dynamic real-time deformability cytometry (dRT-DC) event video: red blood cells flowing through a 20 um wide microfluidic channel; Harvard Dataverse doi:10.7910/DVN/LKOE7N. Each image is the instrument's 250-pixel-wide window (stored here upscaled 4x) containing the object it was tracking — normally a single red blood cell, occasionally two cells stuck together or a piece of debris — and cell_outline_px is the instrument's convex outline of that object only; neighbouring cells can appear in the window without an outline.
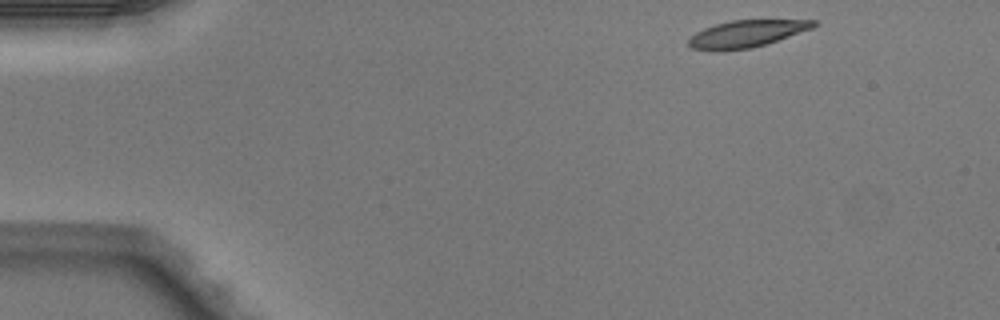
{"species": "Egyptian fruit bat (a non-hibernating species)", "species_latin": "Rousettus aegyptiacus", "temperature_condition": "warm", "stored_images_in_passage": 44, "camera_frame_rate_fps": 3000, "um_per_image_px": 0.085, "animal": {"sex": "male"}, "frame": {"image": 1, "passage_image": 1, "time_ms": 0.0, "image_size_px": [1000, 320], "cell_outline_px": [[816, 24], [812, 28], [752, 48], [716, 52], [712, 52], [692, 48], [688, 44], [688, 40], [696, 32], [704, 28], [716, 24], [732, 20], [816, 20]], "centroid_in_image_um": [63.38, 2.89], "position_along_channel_um": 21.6, "area_um2": 19.54}}
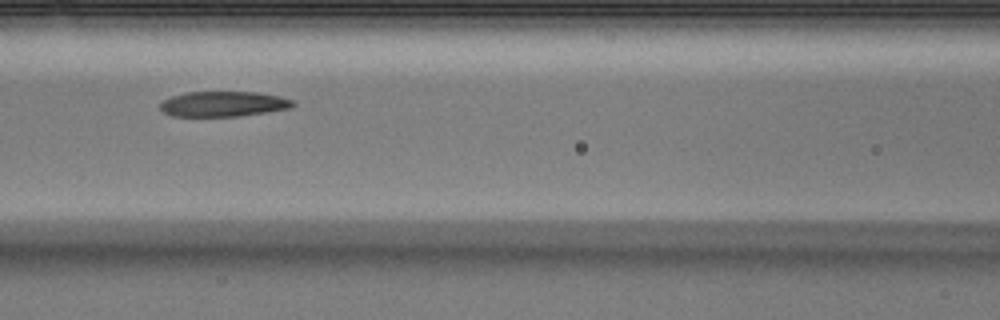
{"frame": {"image": 2, "passage_image": 17, "time_ms": 5.333, "image_size_px": [1000, 320], "cell_outline_px": [[296, 104], [292, 108], [240, 116], [172, 116], [164, 112], [160, 108], [160, 104], [164, 100], [172, 96], [184, 92], [260, 92], [280, 96], [292, 100]], "centroid_in_image_um": [19.01, 8.83], "position_along_channel_um": 147.6, "area_um2": 19.59}}
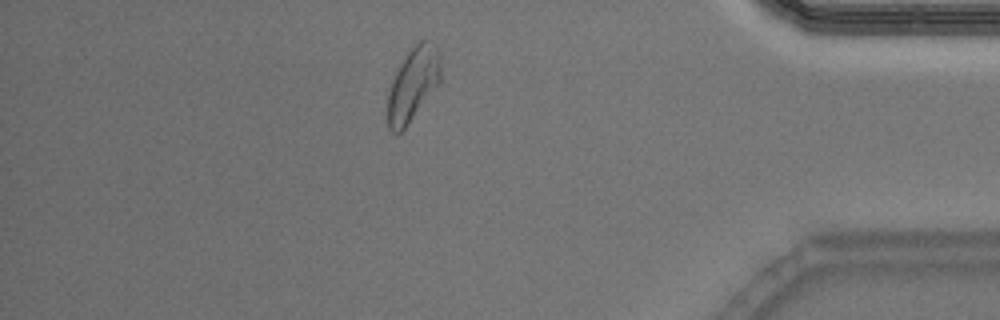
{"frame": {"image": 3, "passage_image": 38, "time_ms": 12.333, "image_size_px": [1000, 320], "cell_outline_px": [[440, 84], [404, 128], [400, 132], [392, 132], [388, 128], [388, 92], [392, 80], [408, 48], [424, 36], [440, 52]], "centroid_in_image_um": [35.12, 7.09], "position_along_channel_um": 400.1, "area_um2": 22.89}, "authors_computed_cell_mechanics": {"area_um2": 20.808, "velocity_mm_per_s": 4.0881, "shape_relaxation_time_tau1_ms": 7.0125, "shape_relaxation_time_tau2_ms": 9.4461, "deformation_change_tau1": 0.2186, "deformation_change_tau2": 0.1924}}